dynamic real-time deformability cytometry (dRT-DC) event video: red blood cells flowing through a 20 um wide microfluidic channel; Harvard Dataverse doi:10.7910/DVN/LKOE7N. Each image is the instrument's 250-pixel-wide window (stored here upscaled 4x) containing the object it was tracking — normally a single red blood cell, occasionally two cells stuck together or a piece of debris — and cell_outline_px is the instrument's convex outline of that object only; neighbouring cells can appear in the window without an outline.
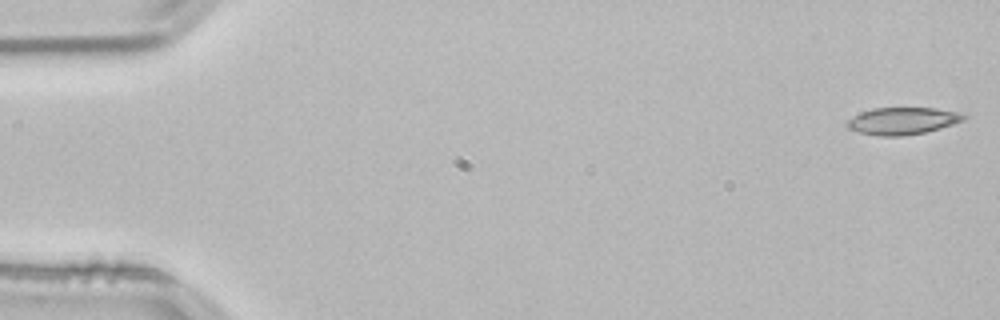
{"species": "common noctule bat (a hibernating species)", "species_latin": "Nyctalus noctula", "temperature_condition": "room temperature", "stored_images_in_passage": 53, "camera_frame_rate_fps": 3000, "um_per_image_px": 0.085, "animal": {"sex": "male", "body_mass_g": 21.5, "forearm_length_mm": 52.0}, "frame": {"image": 1, "passage_image": 1, "time_ms": 0.0, "image_size_px": [1000, 320], "cell_outline_px": [[968, 116], [964, 120], [940, 128], [924, 132], [900, 136], [880, 136], [860, 132], [848, 128], [848, 120], [852, 116], [860, 112], [872, 108], [936, 108], [968, 112]], "centroid_in_image_um": [76.79, 10.25], "position_along_channel_um": 8.2, "area_um2": 18.55}}
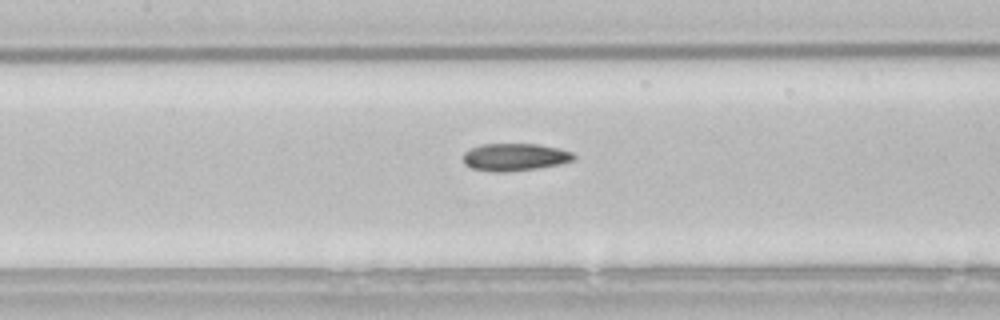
{"frame": {"image": 2, "passage_image": 24, "time_ms": 7.667, "image_size_px": [1000, 320], "cell_outline_px": [[576, 160], [560, 164], [536, 168], [508, 172], [496, 172], [472, 168], [464, 164], [464, 152], [480, 144], [540, 144], [560, 148], [572, 152], [576, 156]], "centroid_in_image_um": [43.8, 13.35], "position_along_channel_um": 163.6, "area_um2": 17.8}}
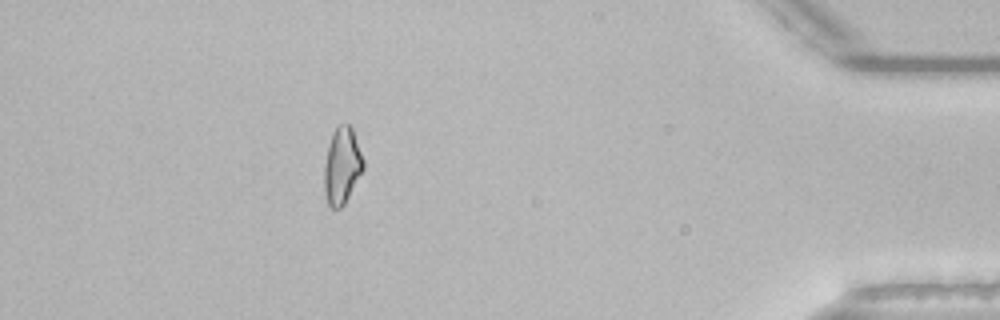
{"frame": {"image": 3, "passage_image": 47, "time_ms": 15.333, "image_size_px": [1000, 320], "cell_outline_px": [[364, 168], [344, 204], [340, 208], [332, 208], [328, 204], [324, 192], [324, 164], [328, 144], [332, 132], [340, 124], [348, 124], [352, 128], [364, 160]], "centroid_in_image_um": [29.05, 14.08], "position_along_channel_um": 406.1, "area_um2": 17.4}, "authors_computed_cell_mechanics": {"area_um2": 17.9758, "velocity_mm_per_s": 3.8412, "shape_relaxation_time_tau1_ms": null, "shape_relaxation_time_tau2_ms": 5.6405, "deformation_change_tau1": null, "deformation_change_tau2": 0.1454}}